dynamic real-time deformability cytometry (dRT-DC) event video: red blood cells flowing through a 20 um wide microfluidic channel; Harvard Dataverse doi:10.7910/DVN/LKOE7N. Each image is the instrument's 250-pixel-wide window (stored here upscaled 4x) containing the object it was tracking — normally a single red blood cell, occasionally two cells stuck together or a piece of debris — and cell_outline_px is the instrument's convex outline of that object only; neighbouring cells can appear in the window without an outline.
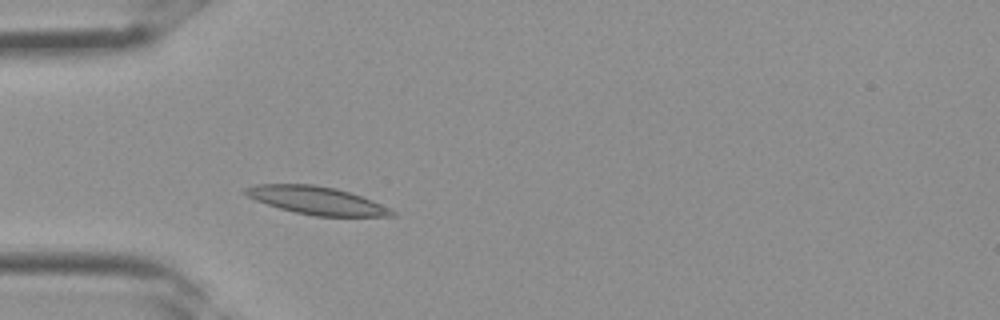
{"species": "Egyptian fruit bat (a non-hibernating species)", "species_latin": "Rousettus aegyptiacus", "temperature_condition": "room temperature", "stored_images_in_passage": 24, "camera_frame_rate_fps": 3000, "um_per_image_px": 0.085, "frame": {"image": 1, "passage_image": 5, "time_ms": 1.333, "image_size_px": [1000, 320], "cell_outline_px": [[396, 216], [316, 216], [296, 212], [280, 208], [256, 200], [240, 192], [244, 188], [256, 184], [312, 184], [336, 188], [372, 200], [396, 212]], "centroid_in_image_um": [26.88, 17.03], "position_along_channel_um": 58.1, "area_um2": 23.58}}
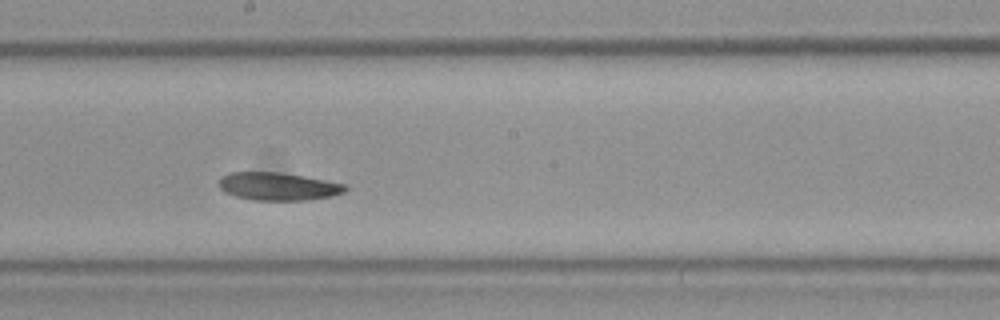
{"frame": {"image": 2, "passage_image": 14, "time_ms": 4.333, "image_size_px": [1000, 320], "cell_outline_px": [[348, 188], [344, 192], [332, 196], [308, 200], [252, 200], [236, 196], [224, 192], [220, 188], [220, 176], [228, 172], [280, 172], [304, 176], [348, 184]], "centroid_in_image_um": [23.66, 15.84], "position_along_channel_um": 224.5, "area_um2": 20.69}}
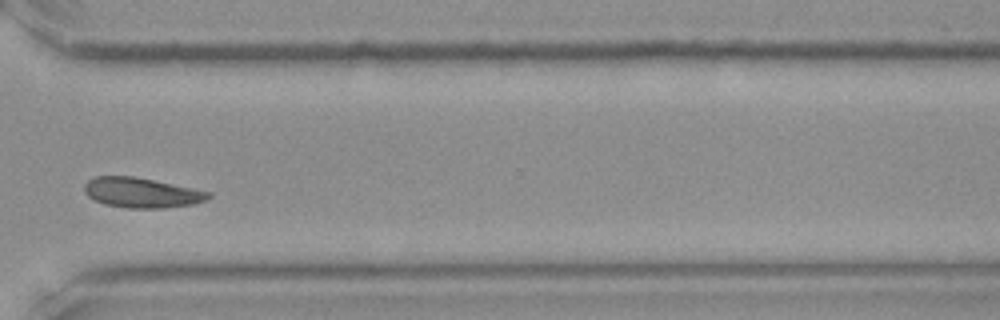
{"frame": {"image": 3, "passage_image": 21, "time_ms": 6.667, "image_size_px": [1000, 320], "cell_outline_px": [[212, 196], [208, 200], [192, 204], [164, 208], [128, 208], [104, 204], [88, 196], [84, 192], [84, 184], [88, 180], [96, 176], [132, 176], [192, 188], [208, 192]], "centroid_in_image_um": [12.01, 16.38], "position_along_channel_um": 358.6, "area_um2": 21.5}}